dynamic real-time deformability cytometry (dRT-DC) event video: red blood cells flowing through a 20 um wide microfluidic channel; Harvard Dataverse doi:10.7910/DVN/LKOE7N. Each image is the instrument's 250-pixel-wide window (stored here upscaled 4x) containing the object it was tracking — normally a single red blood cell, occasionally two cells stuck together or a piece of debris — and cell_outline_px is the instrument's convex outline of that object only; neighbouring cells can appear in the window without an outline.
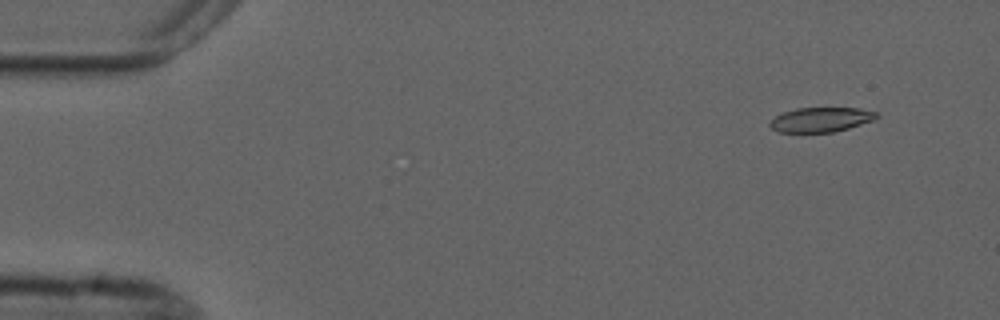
{"species": "common noctule bat (a hibernating species)", "species_latin": "Nyctalus noctula", "temperature_condition": "cold", "stored_images_in_passage": 4, "camera_frame_rate_fps": 3000, "um_per_image_px": 0.085, "animal": {"sex": "male", "forearm_length_mm": 52.5}, "frame": {"image": 1, "passage_image": 2, "time_ms": 1.0, "image_size_px": [1000, 320], "cell_outline_px": [[880, 116], [876, 120], [848, 128], [832, 132], [780, 132], [772, 128], [768, 124], [776, 116], [784, 112], [796, 108], [860, 108], [880, 112]], "centroid_in_image_um": [69.86, 10.16], "position_along_channel_um": 15.1, "area_um2": 15.37}}
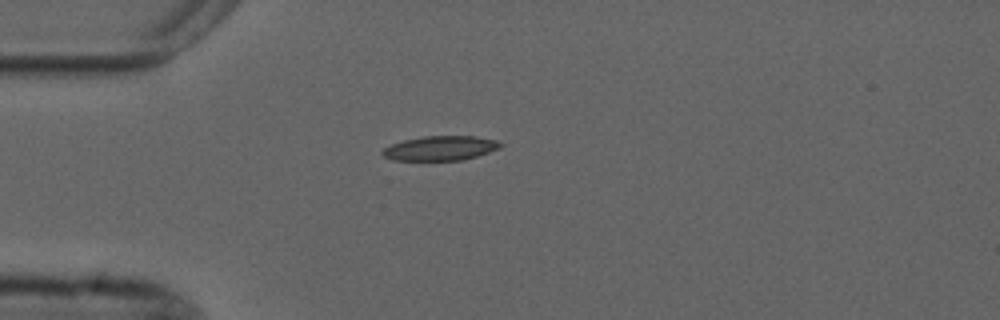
{"frame": {"image": 2, "passage_image": 4, "time_ms": 4.333, "image_size_px": [1000, 320], "cell_outline_px": [[504, 144], [500, 148], [476, 156], [460, 160], [392, 160], [384, 156], [380, 152], [384, 148], [392, 144], [404, 140], [424, 136], [472, 136], [496, 140]], "centroid_in_image_um": [37.42, 12.59], "position_along_channel_um": 47.6, "area_um2": 16.7}}